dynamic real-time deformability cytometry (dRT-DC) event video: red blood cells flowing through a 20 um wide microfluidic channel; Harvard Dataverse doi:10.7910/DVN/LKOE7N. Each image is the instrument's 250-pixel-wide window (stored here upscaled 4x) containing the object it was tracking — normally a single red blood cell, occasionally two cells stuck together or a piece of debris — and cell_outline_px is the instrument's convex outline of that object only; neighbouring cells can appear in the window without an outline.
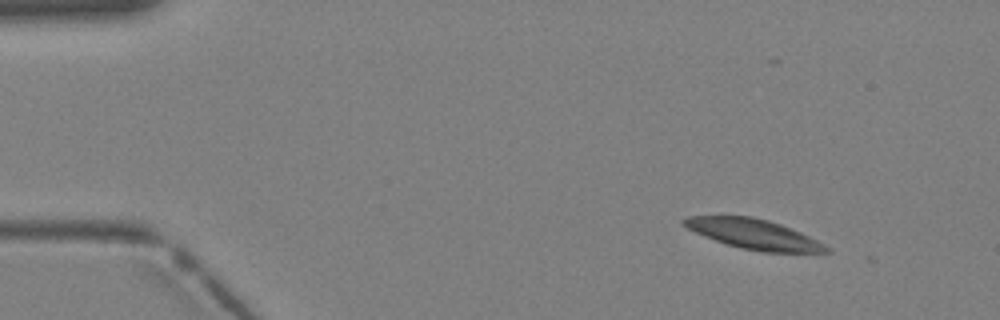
{"species": "Egyptian fruit bat (a non-hibernating species)", "species_latin": "Rousettus aegyptiacus", "temperature_condition": "warm", "stored_images_in_passage": 3, "camera_frame_rate_fps": 3000, "um_per_image_px": 0.085, "animal": {"sex": "female"}, "frame": {"image": 1, "passage_image": 1, "time_ms": 0.0, "image_size_px": [1000, 320], "cell_outline_px": [[832, 252], [760, 252], [740, 248], [704, 236], [688, 228], [680, 220], [688, 216], [752, 216], [768, 220], [780, 224], [800, 232], [832, 248]], "centroid_in_image_um": [64.09, 19.9], "position_along_channel_um": 20.9, "area_um2": 24.57}}
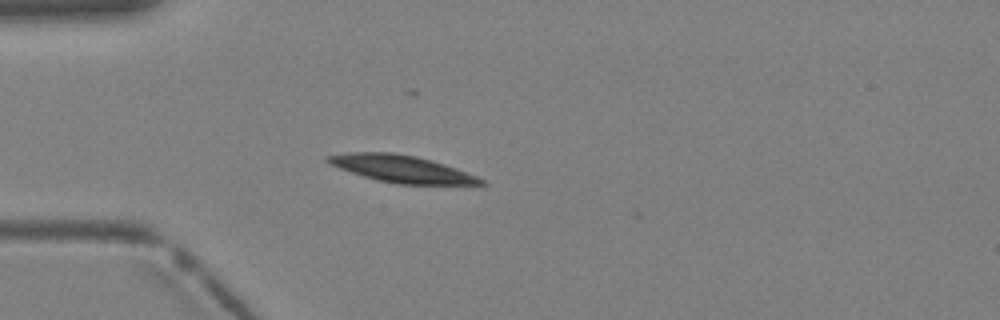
{"frame": {"image": 2, "passage_image": 3, "time_ms": 0.667, "image_size_px": [1000, 320], "cell_outline_px": [[488, 184], [396, 184], [376, 180], [328, 164], [324, 160], [324, 156], [348, 152], [392, 152], [416, 156], [432, 160], [456, 168], [476, 176], [484, 180]], "centroid_in_image_um": [34.08, 14.34], "position_along_channel_um": 50.9, "area_um2": 24.1}}